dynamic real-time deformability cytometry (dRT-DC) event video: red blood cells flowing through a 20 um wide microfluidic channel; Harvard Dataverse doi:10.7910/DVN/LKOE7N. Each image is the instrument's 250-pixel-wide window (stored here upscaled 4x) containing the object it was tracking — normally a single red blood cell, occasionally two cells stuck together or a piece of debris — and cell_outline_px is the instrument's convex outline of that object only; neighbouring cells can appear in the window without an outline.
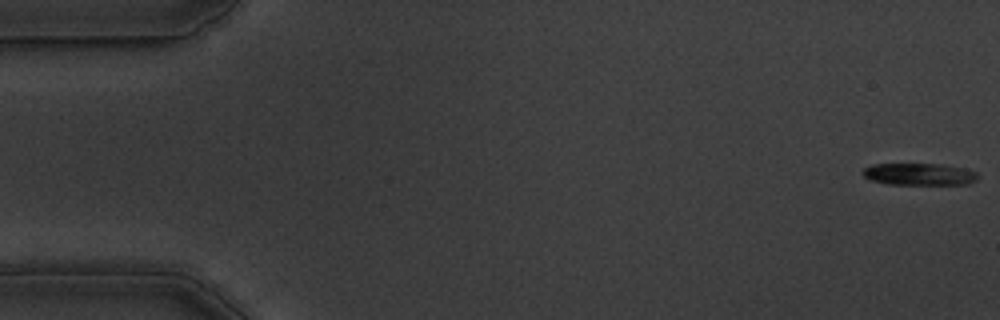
{"species": "common noctule bat (a hibernating species)", "species_latin": "Nyctalus noctula", "temperature_condition": "warm", "stored_images_in_passage": 55, "camera_frame_rate_fps": 3000, "um_per_image_px": 0.085, "animal": {"sex": "male", "body_mass_g": 19.5, "forearm_length_mm": 54.6}, "frame": {"image": 1, "passage_image": 1, "time_ms": 0.0, "image_size_px": [1000, 320], "cell_outline_px": [[980, 176], [976, 180], [968, 184], [888, 184], [868, 180], [860, 172], [864, 168], [872, 164], [940, 164], [964, 168], [976, 172]], "centroid_in_image_um": [78.11, 14.81], "position_along_channel_um": 6.9, "area_um2": 14.85}}
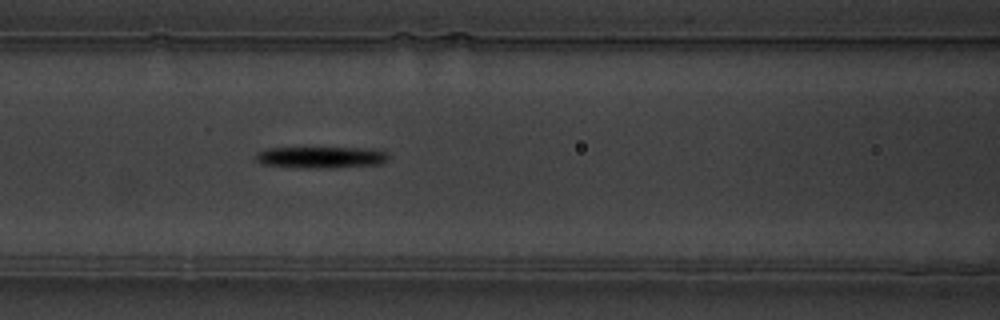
{"frame": {"image": 2, "passage_image": 23, "time_ms": 7.333, "image_size_px": [1000, 320], "cell_outline_px": [[388, 160], [380, 164], [336, 168], [300, 168], [260, 164], [256, 160], [256, 152], [268, 148], [372, 148], [388, 152]], "centroid_in_image_um": [27.3, 13.38], "position_along_channel_um": 139.3, "area_um2": 16.94}}
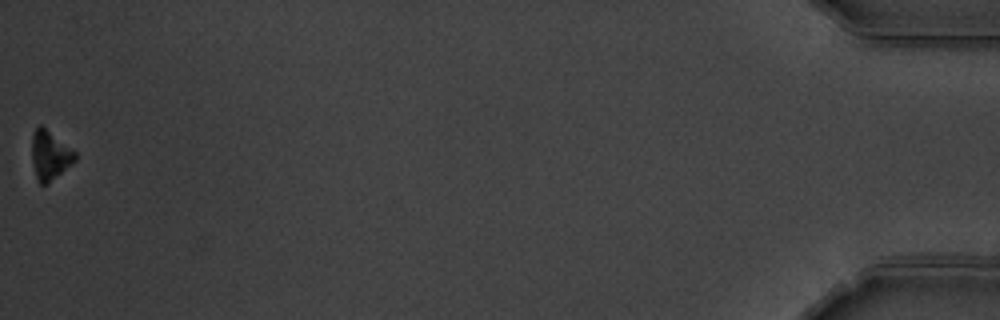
{"frame": {"image": 3, "passage_image": 55, "time_ms": 18.0, "image_size_px": [1000, 320], "cell_outline_px": [[76, 160], [72, 164], [48, 184], [40, 184], [36, 176], [32, 160], [32, 136], [36, 128], [40, 124], [76, 152]], "centroid_in_image_um": [4.24, 13.21], "position_along_channel_um": 431.0, "area_um2": 12.2}, "authors_computed_cell_mechanics": {"area_um2": 15.3748, "velocity_mm_per_s": 3.6662, "shape_relaxation_time_tau1_ms": 6.5813, "shape_relaxation_time_tau2_ms": null, "deformation_change_tau1": 0.1943, "deformation_change_tau2": null}}